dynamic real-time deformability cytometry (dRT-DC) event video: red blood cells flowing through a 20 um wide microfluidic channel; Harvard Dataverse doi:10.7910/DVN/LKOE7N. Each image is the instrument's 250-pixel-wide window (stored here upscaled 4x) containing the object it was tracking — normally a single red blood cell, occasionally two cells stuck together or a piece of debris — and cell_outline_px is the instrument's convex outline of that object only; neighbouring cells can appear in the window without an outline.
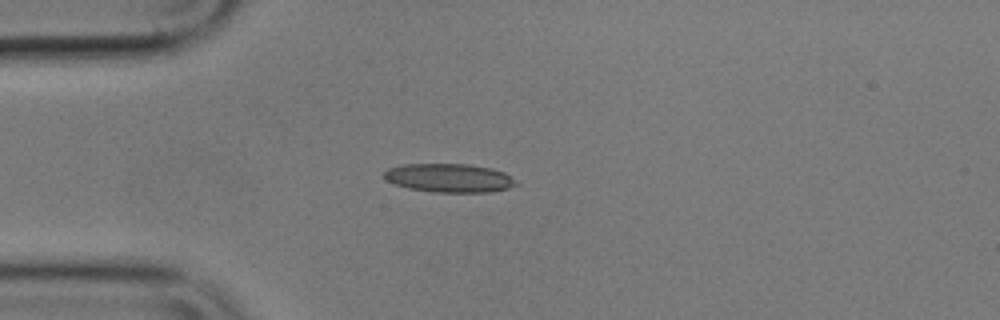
{"species": "common noctule bat (a hibernating species)", "species_latin": "Nyctalus noctula", "temperature_condition": "cold", "stored_images_in_passage": 42, "camera_frame_rate_fps": 3000, "um_per_image_px": 0.085, "animal": {"sex": "male", "body_mass_g": 17.9}, "frame": {"image": 1, "passage_image": 1, "time_ms": 0.0, "image_size_px": [1000, 320], "cell_outline_px": [[520, 184], [508, 188], [492, 192], [432, 192], [408, 188], [384, 180], [384, 172], [388, 168], [404, 164], [468, 164], [488, 168], [504, 172]], "centroid_in_image_um": [38.17, 15.13], "position_along_channel_um": 46.8, "area_um2": 22.02}}
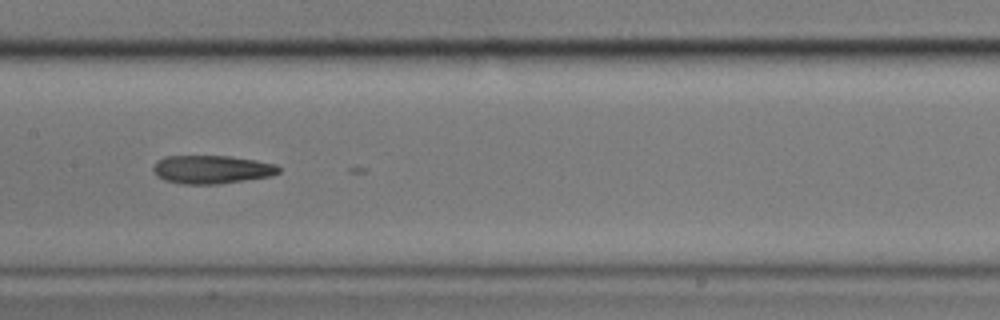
{"frame": {"image": 2, "passage_image": 14, "time_ms": 4.333, "image_size_px": [1000, 320], "cell_outline_px": [[280, 172], [272, 176], [220, 184], [180, 184], [164, 180], [156, 176], [152, 168], [164, 156], [232, 156], [256, 160], [276, 164], [280, 168]], "centroid_in_image_um": [18.02, 14.41], "position_along_channel_um": 189.4, "area_um2": 20.87}}
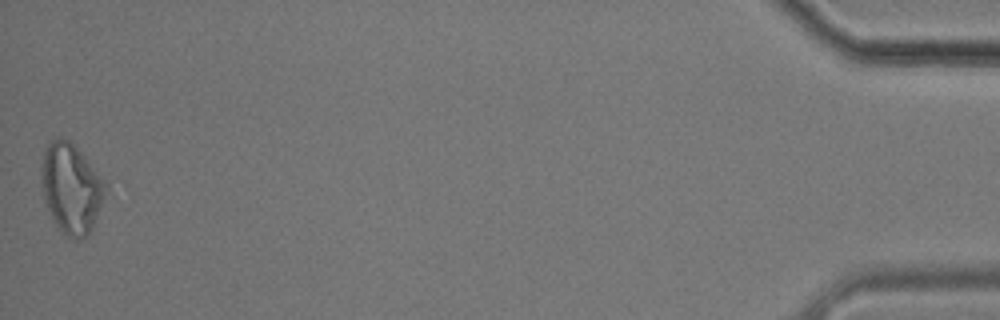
{"frame": {"image": 3, "passage_image": 42, "time_ms": 13.667, "image_size_px": [1000, 320], "cell_outline_px": [[108, 184], [104, 196], [92, 228], [88, 236], [80, 240], [76, 240], [68, 236], [56, 224], [44, 200], [44, 152], [48, 140], [56, 136], [60, 136], [68, 140], [84, 156]], "centroid_in_image_um": [6.09, 16.0], "position_along_channel_um": 429.1, "area_um2": 32.66}, "authors_computed_cell_mechanics": {"area_um2": 20.9525, "velocity_mm_per_s": 3.5825, "shape_relaxation_time_tau1_ms": null, "shape_relaxation_time_tau2_ms": 9.8494, "deformation_change_tau1": null, "deformation_change_tau2": 0.2337}}